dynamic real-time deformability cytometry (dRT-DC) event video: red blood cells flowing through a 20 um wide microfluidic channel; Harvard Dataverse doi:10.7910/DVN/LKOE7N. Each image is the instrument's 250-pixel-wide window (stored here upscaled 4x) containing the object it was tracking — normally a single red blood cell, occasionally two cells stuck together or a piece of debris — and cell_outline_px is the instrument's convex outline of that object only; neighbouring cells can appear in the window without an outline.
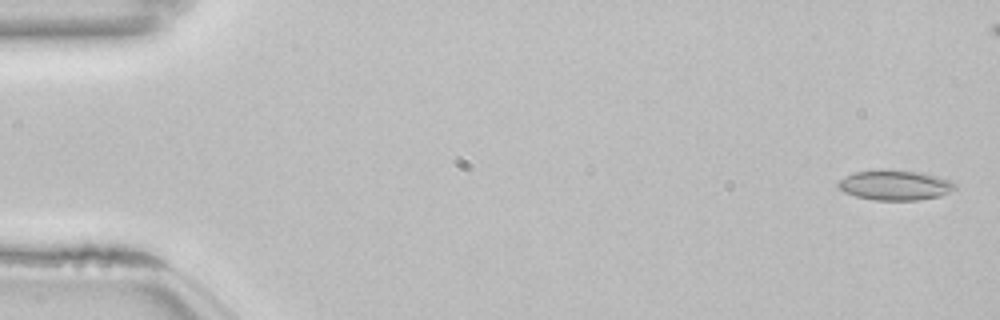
{"species": "common noctule bat (a hibernating species)", "species_latin": "Nyctalus noctula", "temperature_condition": "room temperature", "stored_images_in_passage": 55, "camera_frame_rate_fps": 3000, "um_per_image_px": 0.085, "animal": {"sex": "female", "body_mass_g": 22.7, "forearm_length_mm": 54.2}, "frame": {"image": 1, "passage_image": 2, "time_ms": 0.333, "image_size_px": [1000, 320], "cell_outline_px": [[956, 188], [940, 196], [916, 200], [872, 200], [856, 196], [844, 192], [836, 184], [844, 176], [856, 172], [920, 172], [936, 176], [948, 180], [956, 184]], "centroid_in_image_um": [76.07, 15.78], "position_along_channel_um": 8.9, "area_um2": 19.59}}
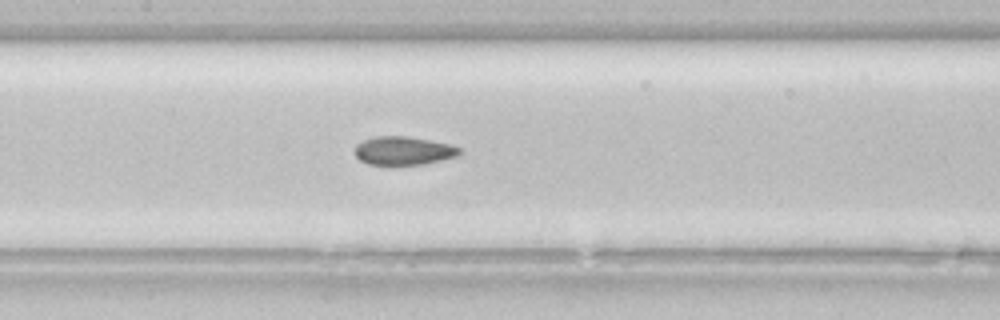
{"frame": {"image": 2, "passage_image": 26, "time_ms": 8.333, "image_size_px": [1000, 320], "cell_outline_px": [[460, 152], [456, 156], [424, 164], [368, 164], [360, 160], [356, 156], [356, 144], [364, 140], [376, 136], [408, 136], [452, 144], [460, 148]], "centroid_in_image_um": [34.3, 12.8], "position_along_channel_um": 173.1, "area_um2": 17.17}}
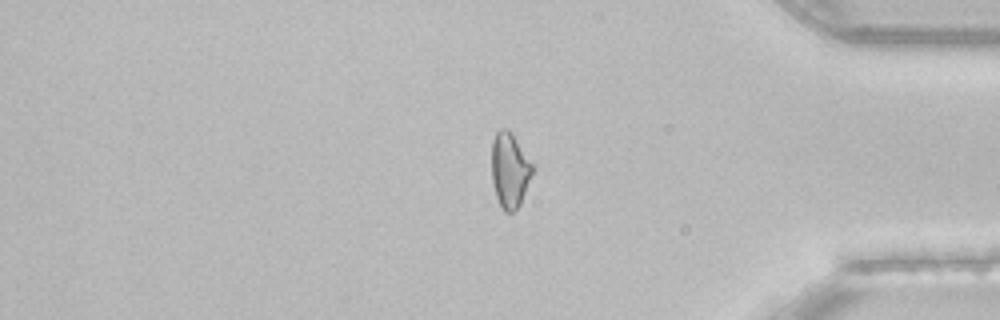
{"frame": {"image": 3, "passage_image": 45, "time_ms": 14.667, "image_size_px": [1000, 320], "cell_outline_px": [[536, 168], [520, 204], [512, 212], [504, 212], [500, 208], [492, 184], [492, 140], [496, 132], [500, 128], [508, 128], [512, 132]], "centroid_in_image_um": [43.34, 14.45], "position_along_channel_um": 391.9, "area_um2": 18.32}, "authors_computed_cell_mechanics": {"area_um2": 18.9584, "velocity_mm_per_s": 3.8538, "shape_relaxation_time_tau1_ms": null, "shape_relaxation_time_tau2_ms": 3.5488, "deformation_change_tau1": null, "deformation_change_tau2": 0.0793}}